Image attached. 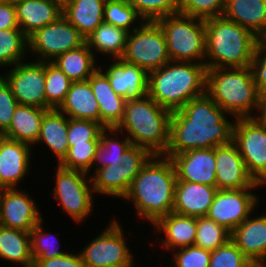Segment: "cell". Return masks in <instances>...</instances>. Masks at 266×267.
<instances>
[{
	"instance_id": "cell-8",
	"label": "cell",
	"mask_w": 266,
	"mask_h": 267,
	"mask_svg": "<svg viewBox=\"0 0 266 267\" xmlns=\"http://www.w3.org/2000/svg\"><path fill=\"white\" fill-rule=\"evenodd\" d=\"M151 156L146 148L131 144L111 165L90 175L94 194L123 198Z\"/></svg>"
},
{
	"instance_id": "cell-3",
	"label": "cell",
	"mask_w": 266,
	"mask_h": 267,
	"mask_svg": "<svg viewBox=\"0 0 266 267\" xmlns=\"http://www.w3.org/2000/svg\"><path fill=\"white\" fill-rule=\"evenodd\" d=\"M205 64L169 61L148 73L147 94L161 107L173 112L191 99L206 93Z\"/></svg>"
},
{
	"instance_id": "cell-33",
	"label": "cell",
	"mask_w": 266,
	"mask_h": 267,
	"mask_svg": "<svg viewBox=\"0 0 266 267\" xmlns=\"http://www.w3.org/2000/svg\"><path fill=\"white\" fill-rule=\"evenodd\" d=\"M0 258L33 267L30 233L0 225Z\"/></svg>"
},
{
	"instance_id": "cell-22",
	"label": "cell",
	"mask_w": 266,
	"mask_h": 267,
	"mask_svg": "<svg viewBox=\"0 0 266 267\" xmlns=\"http://www.w3.org/2000/svg\"><path fill=\"white\" fill-rule=\"evenodd\" d=\"M217 190L216 186L177 181L173 212L196 218L206 216Z\"/></svg>"
},
{
	"instance_id": "cell-23",
	"label": "cell",
	"mask_w": 266,
	"mask_h": 267,
	"mask_svg": "<svg viewBox=\"0 0 266 267\" xmlns=\"http://www.w3.org/2000/svg\"><path fill=\"white\" fill-rule=\"evenodd\" d=\"M14 4L19 27L27 37L56 22L63 13V6L54 0H16Z\"/></svg>"
},
{
	"instance_id": "cell-1",
	"label": "cell",
	"mask_w": 266,
	"mask_h": 267,
	"mask_svg": "<svg viewBox=\"0 0 266 267\" xmlns=\"http://www.w3.org/2000/svg\"><path fill=\"white\" fill-rule=\"evenodd\" d=\"M206 93L191 99L170 118L169 145L164 154L172 157L196 149H209L233 141L235 120Z\"/></svg>"
},
{
	"instance_id": "cell-39",
	"label": "cell",
	"mask_w": 266,
	"mask_h": 267,
	"mask_svg": "<svg viewBox=\"0 0 266 267\" xmlns=\"http://www.w3.org/2000/svg\"><path fill=\"white\" fill-rule=\"evenodd\" d=\"M99 141H87V144H73L67 155L59 163L66 169L80 170L90 175Z\"/></svg>"
},
{
	"instance_id": "cell-16",
	"label": "cell",
	"mask_w": 266,
	"mask_h": 267,
	"mask_svg": "<svg viewBox=\"0 0 266 267\" xmlns=\"http://www.w3.org/2000/svg\"><path fill=\"white\" fill-rule=\"evenodd\" d=\"M25 189H0V225L30 232L43 216L36 200Z\"/></svg>"
},
{
	"instance_id": "cell-19",
	"label": "cell",
	"mask_w": 266,
	"mask_h": 267,
	"mask_svg": "<svg viewBox=\"0 0 266 267\" xmlns=\"http://www.w3.org/2000/svg\"><path fill=\"white\" fill-rule=\"evenodd\" d=\"M177 181L216 186L215 148L196 149L171 157Z\"/></svg>"
},
{
	"instance_id": "cell-10",
	"label": "cell",
	"mask_w": 266,
	"mask_h": 267,
	"mask_svg": "<svg viewBox=\"0 0 266 267\" xmlns=\"http://www.w3.org/2000/svg\"><path fill=\"white\" fill-rule=\"evenodd\" d=\"M55 172L54 199L60 209L77 223H83L93 212L94 191L88 173L72 170L57 164ZM88 176V177H87Z\"/></svg>"
},
{
	"instance_id": "cell-40",
	"label": "cell",
	"mask_w": 266,
	"mask_h": 267,
	"mask_svg": "<svg viewBox=\"0 0 266 267\" xmlns=\"http://www.w3.org/2000/svg\"><path fill=\"white\" fill-rule=\"evenodd\" d=\"M143 21L156 22L168 15L179 13L180 0H128Z\"/></svg>"
},
{
	"instance_id": "cell-52",
	"label": "cell",
	"mask_w": 266,
	"mask_h": 267,
	"mask_svg": "<svg viewBox=\"0 0 266 267\" xmlns=\"http://www.w3.org/2000/svg\"><path fill=\"white\" fill-rule=\"evenodd\" d=\"M250 267H262V266H259V265H256V264H252Z\"/></svg>"
},
{
	"instance_id": "cell-36",
	"label": "cell",
	"mask_w": 266,
	"mask_h": 267,
	"mask_svg": "<svg viewBox=\"0 0 266 267\" xmlns=\"http://www.w3.org/2000/svg\"><path fill=\"white\" fill-rule=\"evenodd\" d=\"M72 81L52 61H45L46 109H58L65 101Z\"/></svg>"
},
{
	"instance_id": "cell-7",
	"label": "cell",
	"mask_w": 266,
	"mask_h": 267,
	"mask_svg": "<svg viewBox=\"0 0 266 267\" xmlns=\"http://www.w3.org/2000/svg\"><path fill=\"white\" fill-rule=\"evenodd\" d=\"M162 28L171 61L205 64V20L181 13L168 15L156 21Z\"/></svg>"
},
{
	"instance_id": "cell-34",
	"label": "cell",
	"mask_w": 266,
	"mask_h": 267,
	"mask_svg": "<svg viewBox=\"0 0 266 267\" xmlns=\"http://www.w3.org/2000/svg\"><path fill=\"white\" fill-rule=\"evenodd\" d=\"M28 37L21 28L0 30V67L10 68L27 56Z\"/></svg>"
},
{
	"instance_id": "cell-26",
	"label": "cell",
	"mask_w": 266,
	"mask_h": 267,
	"mask_svg": "<svg viewBox=\"0 0 266 267\" xmlns=\"http://www.w3.org/2000/svg\"><path fill=\"white\" fill-rule=\"evenodd\" d=\"M222 16L256 37H266V0H225Z\"/></svg>"
},
{
	"instance_id": "cell-28",
	"label": "cell",
	"mask_w": 266,
	"mask_h": 267,
	"mask_svg": "<svg viewBox=\"0 0 266 267\" xmlns=\"http://www.w3.org/2000/svg\"><path fill=\"white\" fill-rule=\"evenodd\" d=\"M48 111L36 106L18 104L10 127L2 135L34 147L39 138L43 117Z\"/></svg>"
},
{
	"instance_id": "cell-43",
	"label": "cell",
	"mask_w": 266,
	"mask_h": 267,
	"mask_svg": "<svg viewBox=\"0 0 266 267\" xmlns=\"http://www.w3.org/2000/svg\"><path fill=\"white\" fill-rule=\"evenodd\" d=\"M253 263L230 240L211 252L209 267H250Z\"/></svg>"
},
{
	"instance_id": "cell-37",
	"label": "cell",
	"mask_w": 266,
	"mask_h": 267,
	"mask_svg": "<svg viewBox=\"0 0 266 267\" xmlns=\"http://www.w3.org/2000/svg\"><path fill=\"white\" fill-rule=\"evenodd\" d=\"M104 22L131 32V28L137 29L144 21L128 0H106Z\"/></svg>"
},
{
	"instance_id": "cell-46",
	"label": "cell",
	"mask_w": 266,
	"mask_h": 267,
	"mask_svg": "<svg viewBox=\"0 0 266 267\" xmlns=\"http://www.w3.org/2000/svg\"><path fill=\"white\" fill-rule=\"evenodd\" d=\"M17 105L10 86L0 75V135L10 127Z\"/></svg>"
},
{
	"instance_id": "cell-47",
	"label": "cell",
	"mask_w": 266,
	"mask_h": 267,
	"mask_svg": "<svg viewBox=\"0 0 266 267\" xmlns=\"http://www.w3.org/2000/svg\"><path fill=\"white\" fill-rule=\"evenodd\" d=\"M250 67L259 93L266 90V37L257 38Z\"/></svg>"
},
{
	"instance_id": "cell-15",
	"label": "cell",
	"mask_w": 266,
	"mask_h": 267,
	"mask_svg": "<svg viewBox=\"0 0 266 267\" xmlns=\"http://www.w3.org/2000/svg\"><path fill=\"white\" fill-rule=\"evenodd\" d=\"M7 72L1 76L18 104L46 109L45 61L19 62Z\"/></svg>"
},
{
	"instance_id": "cell-18",
	"label": "cell",
	"mask_w": 266,
	"mask_h": 267,
	"mask_svg": "<svg viewBox=\"0 0 266 267\" xmlns=\"http://www.w3.org/2000/svg\"><path fill=\"white\" fill-rule=\"evenodd\" d=\"M31 148L27 143L0 135V189L16 188L30 173Z\"/></svg>"
},
{
	"instance_id": "cell-25",
	"label": "cell",
	"mask_w": 266,
	"mask_h": 267,
	"mask_svg": "<svg viewBox=\"0 0 266 267\" xmlns=\"http://www.w3.org/2000/svg\"><path fill=\"white\" fill-rule=\"evenodd\" d=\"M154 228L164 234L162 247L167 251L189 247L195 244L197 233V218L171 212L159 218ZM161 231V232H160Z\"/></svg>"
},
{
	"instance_id": "cell-30",
	"label": "cell",
	"mask_w": 266,
	"mask_h": 267,
	"mask_svg": "<svg viewBox=\"0 0 266 267\" xmlns=\"http://www.w3.org/2000/svg\"><path fill=\"white\" fill-rule=\"evenodd\" d=\"M68 117L58 109L49 110L43 117L39 138L36 142L44 143L56 155L59 164L67 155L69 144L67 141Z\"/></svg>"
},
{
	"instance_id": "cell-5",
	"label": "cell",
	"mask_w": 266,
	"mask_h": 267,
	"mask_svg": "<svg viewBox=\"0 0 266 267\" xmlns=\"http://www.w3.org/2000/svg\"><path fill=\"white\" fill-rule=\"evenodd\" d=\"M206 94L233 118L257 114L260 93L250 66L207 69Z\"/></svg>"
},
{
	"instance_id": "cell-35",
	"label": "cell",
	"mask_w": 266,
	"mask_h": 267,
	"mask_svg": "<svg viewBox=\"0 0 266 267\" xmlns=\"http://www.w3.org/2000/svg\"><path fill=\"white\" fill-rule=\"evenodd\" d=\"M108 133L110 134V136H112L110 137ZM120 133L121 132L118 131L116 127L104 128L100 132V141L92 165L94 172L97 169L111 165V162L120 157L123 152L131 145V141L128 137L123 136V139L121 137H118ZM96 164L98 166H96Z\"/></svg>"
},
{
	"instance_id": "cell-49",
	"label": "cell",
	"mask_w": 266,
	"mask_h": 267,
	"mask_svg": "<svg viewBox=\"0 0 266 267\" xmlns=\"http://www.w3.org/2000/svg\"><path fill=\"white\" fill-rule=\"evenodd\" d=\"M20 28L14 1L0 0V30Z\"/></svg>"
},
{
	"instance_id": "cell-42",
	"label": "cell",
	"mask_w": 266,
	"mask_h": 267,
	"mask_svg": "<svg viewBox=\"0 0 266 267\" xmlns=\"http://www.w3.org/2000/svg\"><path fill=\"white\" fill-rule=\"evenodd\" d=\"M104 127L93 120L68 118L67 141L73 144H87V141H100V132Z\"/></svg>"
},
{
	"instance_id": "cell-29",
	"label": "cell",
	"mask_w": 266,
	"mask_h": 267,
	"mask_svg": "<svg viewBox=\"0 0 266 267\" xmlns=\"http://www.w3.org/2000/svg\"><path fill=\"white\" fill-rule=\"evenodd\" d=\"M106 0H70L63 5L62 15L86 39L102 22Z\"/></svg>"
},
{
	"instance_id": "cell-21",
	"label": "cell",
	"mask_w": 266,
	"mask_h": 267,
	"mask_svg": "<svg viewBox=\"0 0 266 267\" xmlns=\"http://www.w3.org/2000/svg\"><path fill=\"white\" fill-rule=\"evenodd\" d=\"M251 215L231 232V241L253 264L262 266L266 262V212Z\"/></svg>"
},
{
	"instance_id": "cell-6",
	"label": "cell",
	"mask_w": 266,
	"mask_h": 267,
	"mask_svg": "<svg viewBox=\"0 0 266 267\" xmlns=\"http://www.w3.org/2000/svg\"><path fill=\"white\" fill-rule=\"evenodd\" d=\"M207 69L251 66L257 38L223 16L205 20Z\"/></svg>"
},
{
	"instance_id": "cell-50",
	"label": "cell",
	"mask_w": 266,
	"mask_h": 267,
	"mask_svg": "<svg viewBox=\"0 0 266 267\" xmlns=\"http://www.w3.org/2000/svg\"><path fill=\"white\" fill-rule=\"evenodd\" d=\"M255 118L259 122L266 124V90L260 92L259 107H258L257 114H255Z\"/></svg>"
},
{
	"instance_id": "cell-2",
	"label": "cell",
	"mask_w": 266,
	"mask_h": 267,
	"mask_svg": "<svg viewBox=\"0 0 266 267\" xmlns=\"http://www.w3.org/2000/svg\"><path fill=\"white\" fill-rule=\"evenodd\" d=\"M177 175L170 157L152 155L134 178L123 200L136 208V215L153 225L173 212Z\"/></svg>"
},
{
	"instance_id": "cell-32",
	"label": "cell",
	"mask_w": 266,
	"mask_h": 267,
	"mask_svg": "<svg viewBox=\"0 0 266 267\" xmlns=\"http://www.w3.org/2000/svg\"><path fill=\"white\" fill-rule=\"evenodd\" d=\"M129 32L123 28L102 22L87 38L86 43L91 51L110 56V59H121L124 54ZM95 50V51H94Z\"/></svg>"
},
{
	"instance_id": "cell-27",
	"label": "cell",
	"mask_w": 266,
	"mask_h": 267,
	"mask_svg": "<svg viewBox=\"0 0 266 267\" xmlns=\"http://www.w3.org/2000/svg\"><path fill=\"white\" fill-rule=\"evenodd\" d=\"M58 110L72 119H88L100 123V110L89 81L73 82Z\"/></svg>"
},
{
	"instance_id": "cell-45",
	"label": "cell",
	"mask_w": 266,
	"mask_h": 267,
	"mask_svg": "<svg viewBox=\"0 0 266 267\" xmlns=\"http://www.w3.org/2000/svg\"><path fill=\"white\" fill-rule=\"evenodd\" d=\"M174 262L171 267H209L211 251L191 245L172 251Z\"/></svg>"
},
{
	"instance_id": "cell-4",
	"label": "cell",
	"mask_w": 266,
	"mask_h": 267,
	"mask_svg": "<svg viewBox=\"0 0 266 267\" xmlns=\"http://www.w3.org/2000/svg\"><path fill=\"white\" fill-rule=\"evenodd\" d=\"M171 115L147 94L126 100L123 120L116 128L127 133L131 144L146 148L152 155H164L169 145Z\"/></svg>"
},
{
	"instance_id": "cell-14",
	"label": "cell",
	"mask_w": 266,
	"mask_h": 267,
	"mask_svg": "<svg viewBox=\"0 0 266 267\" xmlns=\"http://www.w3.org/2000/svg\"><path fill=\"white\" fill-rule=\"evenodd\" d=\"M252 189L217 190L206 216L232 232L259 204Z\"/></svg>"
},
{
	"instance_id": "cell-11",
	"label": "cell",
	"mask_w": 266,
	"mask_h": 267,
	"mask_svg": "<svg viewBox=\"0 0 266 267\" xmlns=\"http://www.w3.org/2000/svg\"><path fill=\"white\" fill-rule=\"evenodd\" d=\"M122 228L119 221L113 218L106 230L80 250L85 267H134V257Z\"/></svg>"
},
{
	"instance_id": "cell-13",
	"label": "cell",
	"mask_w": 266,
	"mask_h": 267,
	"mask_svg": "<svg viewBox=\"0 0 266 267\" xmlns=\"http://www.w3.org/2000/svg\"><path fill=\"white\" fill-rule=\"evenodd\" d=\"M86 39L63 15L28 37V51L35 61H53L58 55L82 46Z\"/></svg>"
},
{
	"instance_id": "cell-48",
	"label": "cell",
	"mask_w": 266,
	"mask_h": 267,
	"mask_svg": "<svg viewBox=\"0 0 266 267\" xmlns=\"http://www.w3.org/2000/svg\"><path fill=\"white\" fill-rule=\"evenodd\" d=\"M33 267H85L80 254L70 253L51 259H37Z\"/></svg>"
},
{
	"instance_id": "cell-44",
	"label": "cell",
	"mask_w": 266,
	"mask_h": 267,
	"mask_svg": "<svg viewBox=\"0 0 266 267\" xmlns=\"http://www.w3.org/2000/svg\"><path fill=\"white\" fill-rule=\"evenodd\" d=\"M225 0H180L179 13L208 19L222 16Z\"/></svg>"
},
{
	"instance_id": "cell-24",
	"label": "cell",
	"mask_w": 266,
	"mask_h": 267,
	"mask_svg": "<svg viewBox=\"0 0 266 267\" xmlns=\"http://www.w3.org/2000/svg\"><path fill=\"white\" fill-rule=\"evenodd\" d=\"M87 80L98 102L100 124L104 128L117 127L124 117L126 99L113 90L99 68Z\"/></svg>"
},
{
	"instance_id": "cell-38",
	"label": "cell",
	"mask_w": 266,
	"mask_h": 267,
	"mask_svg": "<svg viewBox=\"0 0 266 267\" xmlns=\"http://www.w3.org/2000/svg\"><path fill=\"white\" fill-rule=\"evenodd\" d=\"M231 240V232L207 216L197 217L195 246L214 251Z\"/></svg>"
},
{
	"instance_id": "cell-9",
	"label": "cell",
	"mask_w": 266,
	"mask_h": 267,
	"mask_svg": "<svg viewBox=\"0 0 266 267\" xmlns=\"http://www.w3.org/2000/svg\"><path fill=\"white\" fill-rule=\"evenodd\" d=\"M121 59L141 67L147 73L171 61L160 25L157 22L144 21L137 29L129 32Z\"/></svg>"
},
{
	"instance_id": "cell-41",
	"label": "cell",
	"mask_w": 266,
	"mask_h": 267,
	"mask_svg": "<svg viewBox=\"0 0 266 267\" xmlns=\"http://www.w3.org/2000/svg\"><path fill=\"white\" fill-rule=\"evenodd\" d=\"M43 222L44 219L34 226L29 232L33 263L37 259H51L67 253L59 250V247H55L56 240L54 241L53 235L51 236L50 233L43 230Z\"/></svg>"
},
{
	"instance_id": "cell-31",
	"label": "cell",
	"mask_w": 266,
	"mask_h": 267,
	"mask_svg": "<svg viewBox=\"0 0 266 267\" xmlns=\"http://www.w3.org/2000/svg\"><path fill=\"white\" fill-rule=\"evenodd\" d=\"M85 42L82 46L58 55L52 62L72 82L86 81L98 68L97 55ZM96 56V57H95ZM97 66V67H96Z\"/></svg>"
},
{
	"instance_id": "cell-51",
	"label": "cell",
	"mask_w": 266,
	"mask_h": 267,
	"mask_svg": "<svg viewBox=\"0 0 266 267\" xmlns=\"http://www.w3.org/2000/svg\"><path fill=\"white\" fill-rule=\"evenodd\" d=\"M54 1L60 3L63 6L65 3L69 2L70 0H54Z\"/></svg>"
},
{
	"instance_id": "cell-20",
	"label": "cell",
	"mask_w": 266,
	"mask_h": 267,
	"mask_svg": "<svg viewBox=\"0 0 266 267\" xmlns=\"http://www.w3.org/2000/svg\"><path fill=\"white\" fill-rule=\"evenodd\" d=\"M110 63L108 68L103 71L108 78L113 90L126 100L141 99L148 92V73L138 67L122 59H115Z\"/></svg>"
},
{
	"instance_id": "cell-17",
	"label": "cell",
	"mask_w": 266,
	"mask_h": 267,
	"mask_svg": "<svg viewBox=\"0 0 266 267\" xmlns=\"http://www.w3.org/2000/svg\"><path fill=\"white\" fill-rule=\"evenodd\" d=\"M216 188L218 190L260 188L248 173L246 165L236 144L231 143L215 147Z\"/></svg>"
},
{
	"instance_id": "cell-12",
	"label": "cell",
	"mask_w": 266,
	"mask_h": 267,
	"mask_svg": "<svg viewBox=\"0 0 266 267\" xmlns=\"http://www.w3.org/2000/svg\"><path fill=\"white\" fill-rule=\"evenodd\" d=\"M233 142L252 178L266 184V124L255 117L235 118Z\"/></svg>"
}]
</instances>
